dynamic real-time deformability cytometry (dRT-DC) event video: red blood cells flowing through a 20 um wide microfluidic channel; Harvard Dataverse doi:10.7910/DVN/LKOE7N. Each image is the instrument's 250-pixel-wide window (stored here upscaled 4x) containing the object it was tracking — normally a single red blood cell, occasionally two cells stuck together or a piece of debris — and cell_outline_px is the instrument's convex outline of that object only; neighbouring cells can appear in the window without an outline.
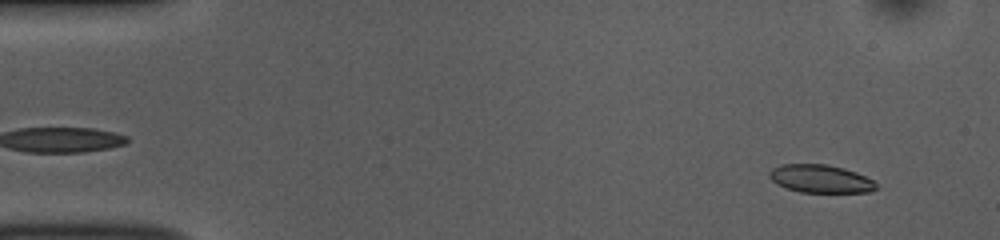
{"species": "common noctule bat (a hibernating species)", "species_latin": "Nyctalus noctula", "temperature_condition": "room temperature", "stored_images_in_passage": 28, "camera_frame_rate_fps": 3000, "um_per_image_px": 0.085, "animal": {"sex": "female", "body_mass_g": 10.0, "forearm_length_mm": 53.1}, "frame": {"image": 1, "passage_image": 4, "time_ms": 1.0, "image_size_px": [1000, 240], "cell_outline_px": [[876, 188], [872, 192], [800, 192], [776, 184], [768, 176], [768, 172], [772, 168], [780, 164], [828, 164], [844, 168], [856, 172], [872, 180], [876, 184]], "centroid_in_image_um": [69.71, 15.19], "position_along_channel_um": 15.3, "area_um2": 17.46}}
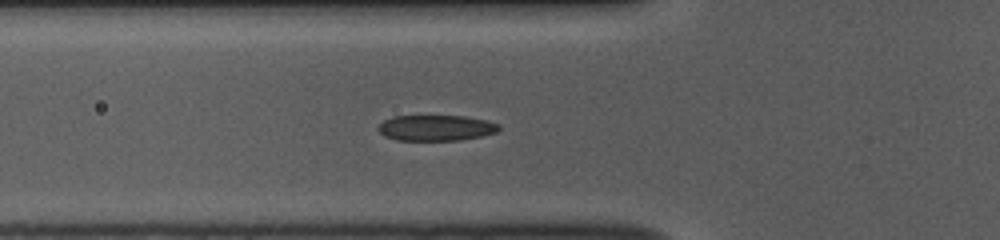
{"frame": {"image": 2, "passage_image": 18, "time_ms": 5.667, "image_size_px": [1000, 240], "cell_outline_px": [[500, 128], [496, 132], [480, 136], [460, 140], [396, 140], [384, 136], [376, 128], [384, 120], [392, 116], [464, 116], [488, 120], [500, 124]], "centroid_in_image_um": [37.05, 10.86], "position_along_channel_um": 88.7, "area_um2": 18.15}}
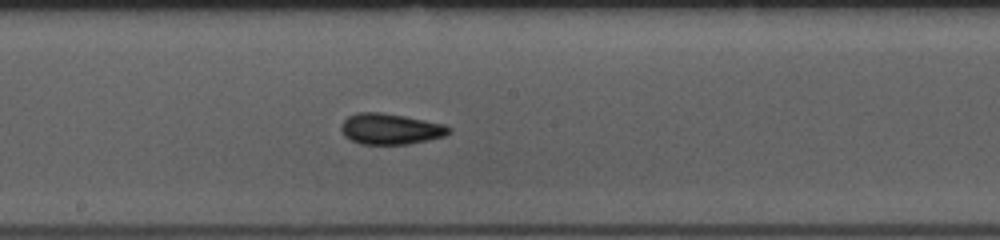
{"frame": {"image": 3, "passage_image": 28, "time_ms": 9.0, "image_size_px": [1000, 240], "cell_outline_px": [[452, 132], [444, 136], [428, 140], [408, 144], [360, 144], [344, 136], [340, 128], [340, 124], [348, 116], [356, 112], [380, 112], [404, 116], [444, 124], [452, 128]], "centroid_in_image_um": [33.18, 10.96], "position_along_channel_um": 215.0, "area_um2": 19.48}}